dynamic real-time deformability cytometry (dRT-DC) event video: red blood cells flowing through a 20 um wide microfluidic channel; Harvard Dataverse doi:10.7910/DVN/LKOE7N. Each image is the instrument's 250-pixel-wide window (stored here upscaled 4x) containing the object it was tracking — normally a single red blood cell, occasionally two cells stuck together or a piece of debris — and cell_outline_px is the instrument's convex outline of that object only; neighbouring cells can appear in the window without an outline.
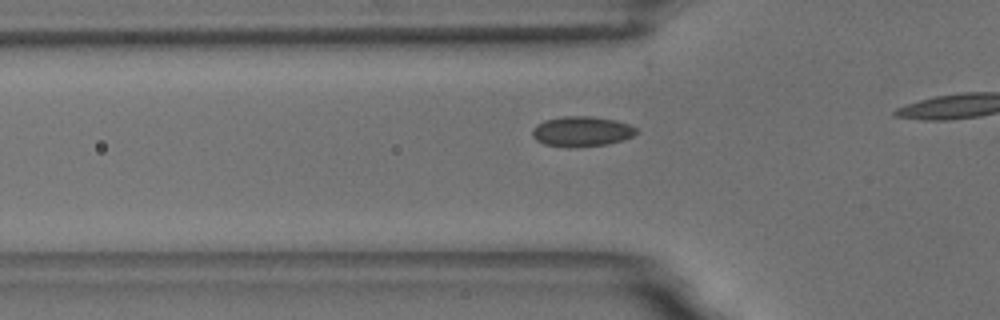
{"species": "common noctule bat (a hibernating species)", "species_latin": "Nyctalus noctula", "temperature_condition": "room temperature", "stored_images_in_passage": 10, "camera_frame_rate_fps": 3000, "um_per_image_px": 0.085, "animal": {"sex": "male", "body_mass_g": 18.8}, "frame": {"image": 1, "passage_image": 4, "time_ms": 1.0, "image_size_px": [1000, 320], "cell_outline_px": [[636, 132], [632, 136], [624, 140], [608, 144], [572, 148], [568, 148], [544, 144], [536, 140], [532, 136], [532, 128], [536, 124], [544, 120], [564, 116], [592, 116], [616, 120], [628, 124], [636, 128]], "centroid_in_image_um": [49.41, 11.18], "position_along_channel_um": 76.4, "area_um2": 18.5}}
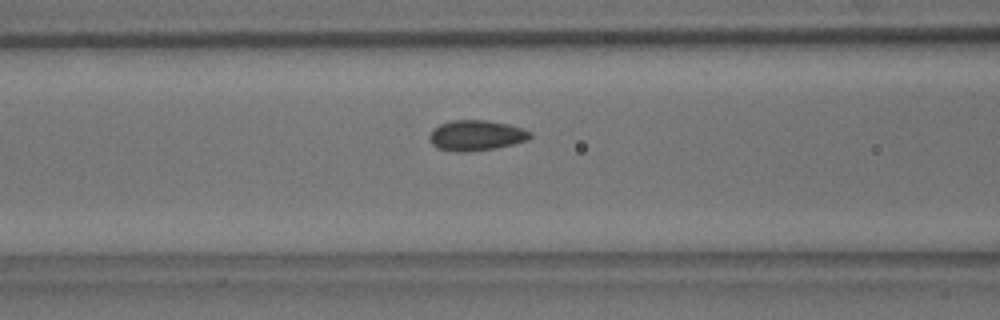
{"frame": {"image": 2, "passage_image": 8, "time_ms": 2.333, "image_size_px": [1000, 320], "cell_outline_px": [[532, 136], [528, 140], [496, 148], [468, 152], [456, 152], [436, 148], [428, 140], [428, 136], [432, 128], [440, 124], [452, 120], [488, 120], [508, 124], [524, 128], [532, 132]], "centroid_in_image_um": [40.45, 11.51], "position_along_channel_um": 126.1, "area_um2": 18.21}}